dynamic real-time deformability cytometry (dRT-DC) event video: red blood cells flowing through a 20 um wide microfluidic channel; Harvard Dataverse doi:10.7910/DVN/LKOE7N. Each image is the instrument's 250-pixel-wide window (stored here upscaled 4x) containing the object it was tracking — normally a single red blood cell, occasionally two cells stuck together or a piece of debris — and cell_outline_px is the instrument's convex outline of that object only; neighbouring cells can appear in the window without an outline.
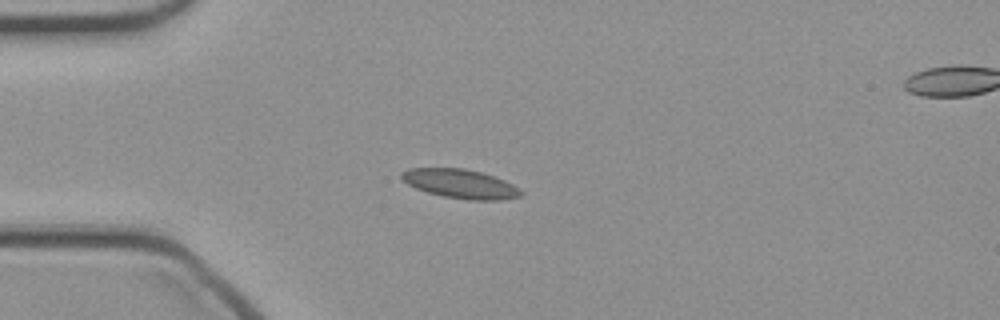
{"species": "common noctule bat (a hibernating species)", "species_latin": "Nyctalus noctula", "temperature_condition": "cold", "stored_images_in_passage": 36, "camera_frame_rate_fps": 3000, "um_per_image_px": 0.085, "animal": {"sex": "female", "body_mass_g": 21.9}, "frame": {"image": 1, "passage_image": 1, "time_ms": 0.0, "image_size_px": [1000, 320], "cell_outline_px": [[524, 192], [520, 196], [500, 200], [468, 200], [444, 196], [428, 192], [416, 188], [408, 184], [400, 176], [400, 172], [408, 168], [464, 168], [480, 172], [504, 180], [520, 188]], "centroid_in_image_um": [39.13, 15.62], "position_along_channel_um": 45.9, "area_um2": 20.11}}
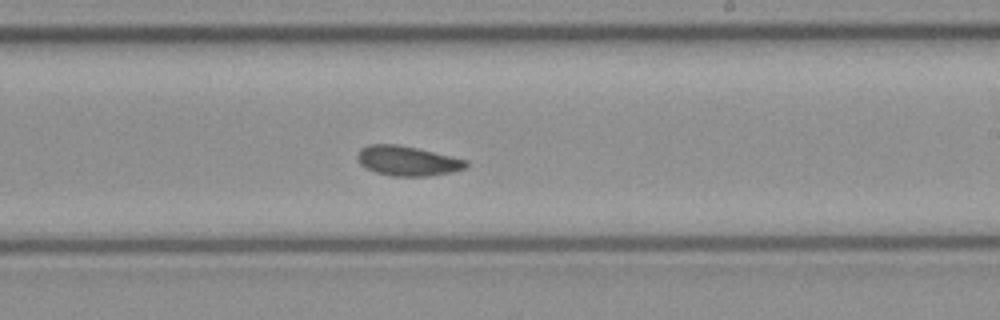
{"frame": {"image": 2, "passage_image": 17, "time_ms": 5.333, "image_size_px": [1000, 320], "cell_outline_px": [[468, 168], [452, 172], [428, 176], [392, 176], [376, 172], [360, 164], [356, 156], [360, 148], [368, 144], [396, 144], [416, 148], [468, 160]], "centroid_in_image_um": [34.64, 13.67], "position_along_channel_um": 254.4, "area_um2": 18.84}}
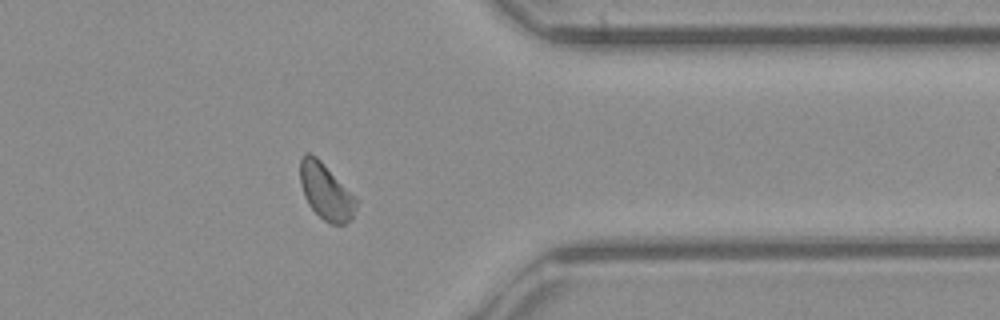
{"frame": {"image": 3, "passage_image": 27, "time_ms": 8.667, "image_size_px": [1000, 320], "cell_outline_px": [[360, 200], [352, 220], [344, 224], [332, 224], [324, 220], [308, 204], [304, 196], [300, 184], [300, 156], [304, 152], [312, 152]], "centroid_in_image_um": [27.72, 16.26], "position_along_channel_um": 383.7, "area_um2": 18.73}}